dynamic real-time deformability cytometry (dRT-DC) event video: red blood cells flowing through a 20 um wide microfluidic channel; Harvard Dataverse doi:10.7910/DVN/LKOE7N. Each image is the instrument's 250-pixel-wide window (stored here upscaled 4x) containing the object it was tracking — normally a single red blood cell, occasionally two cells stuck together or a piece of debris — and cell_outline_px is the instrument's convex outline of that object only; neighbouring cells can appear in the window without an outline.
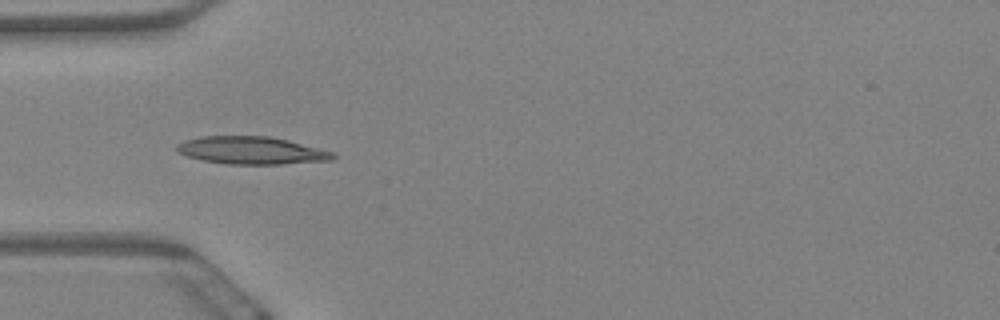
{"species": "Egyptian fruit bat (a non-hibernating species)", "species_latin": "Rousettus aegyptiacus", "temperature_condition": "warm", "stored_images_in_passage": 6, "camera_frame_rate_fps": 3000, "um_per_image_px": 0.085, "animal": {"sex": "female"}, "frame": {"image": 1, "passage_image": 4, "time_ms": 1.0, "image_size_px": [1000, 320], "cell_outline_px": [[336, 160], [284, 164], [228, 164], [200, 160], [188, 156], [180, 152], [176, 148], [176, 144], [184, 140], [200, 136], [268, 136], [288, 140], [332, 152], [336, 156]], "centroid_in_image_um": [21.37, 12.79], "position_along_channel_um": 63.6, "area_um2": 25.14}}
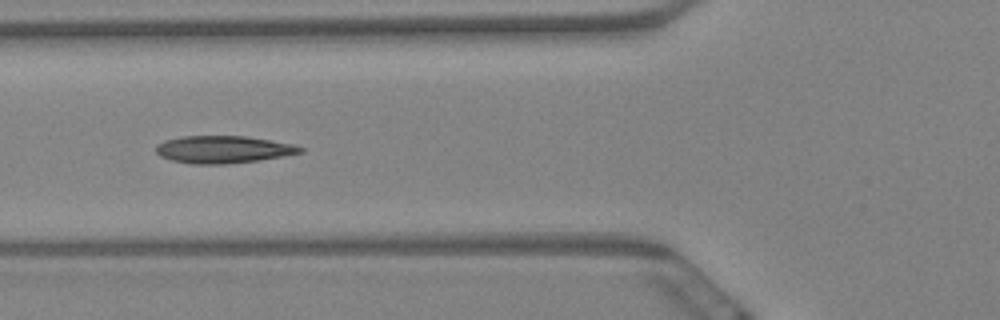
{"frame": {"image": 2, "passage_image": 5, "time_ms": 1.333, "image_size_px": [1000, 320], "cell_outline_px": [[304, 152], [284, 156], [260, 160], [224, 164], [192, 164], [172, 160], [160, 156], [156, 152], [156, 144], [164, 140], [184, 136], [248, 136], [292, 144], [304, 148]], "centroid_in_image_um": [18.97, 12.7], "position_along_channel_um": 106.8, "area_um2": 23.06}}
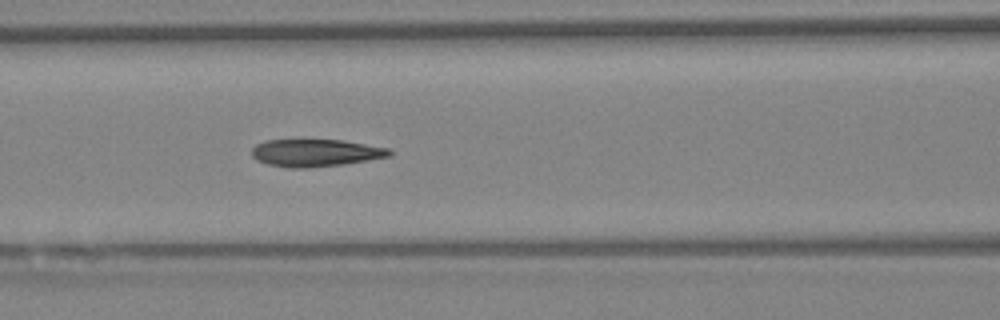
{"frame": {"image": 3, "passage_image": 6, "time_ms": 1.667, "image_size_px": [1000, 320], "cell_outline_px": [[392, 152], [388, 156], [368, 160], [344, 164], [308, 168], [288, 168], [268, 164], [256, 160], [252, 156], [252, 148], [256, 144], [264, 140], [344, 140], [388, 148]], "centroid_in_image_um": [26.78, 12.99], "position_along_channel_um": 139.8, "area_um2": 21.96}}